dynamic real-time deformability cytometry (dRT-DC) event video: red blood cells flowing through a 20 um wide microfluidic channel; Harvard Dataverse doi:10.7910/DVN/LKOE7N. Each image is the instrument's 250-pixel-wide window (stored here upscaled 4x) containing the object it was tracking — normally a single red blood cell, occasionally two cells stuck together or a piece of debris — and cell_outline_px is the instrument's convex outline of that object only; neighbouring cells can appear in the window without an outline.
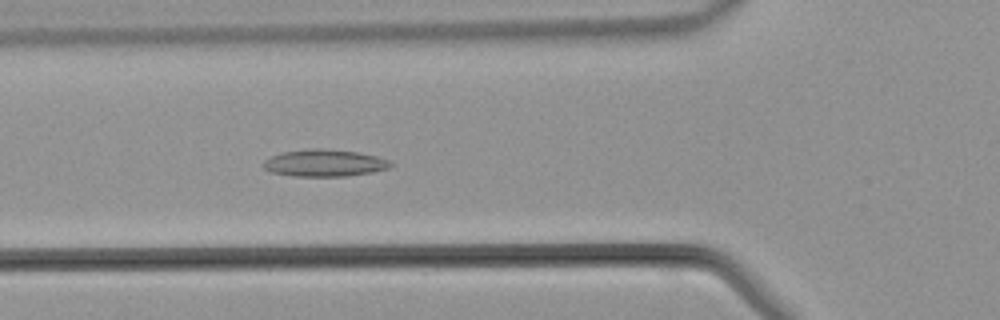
{"species": "common noctule bat (a hibernating species)", "species_latin": "Nyctalus noctula", "temperature_condition": "warm", "stored_images_in_passage": 44, "camera_frame_rate_fps": 3000, "um_per_image_px": 0.085, "animal": {"sex": "male", "body_mass_g": 21.5, "forearm_length_mm": 52.0}, "frame": {"image": 1, "passage_image": 15, "time_ms": 4.667, "image_size_px": [1000, 320], "cell_outline_px": [[392, 164], [388, 168], [372, 172], [348, 176], [292, 176], [272, 172], [264, 168], [264, 160], [280, 152], [308, 148], [324, 148], [356, 152], [376, 156], [388, 160]], "centroid_in_image_um": [27.55, 13.85], "position_along_channel_um": 98.2, "area_um2": 20.0}}
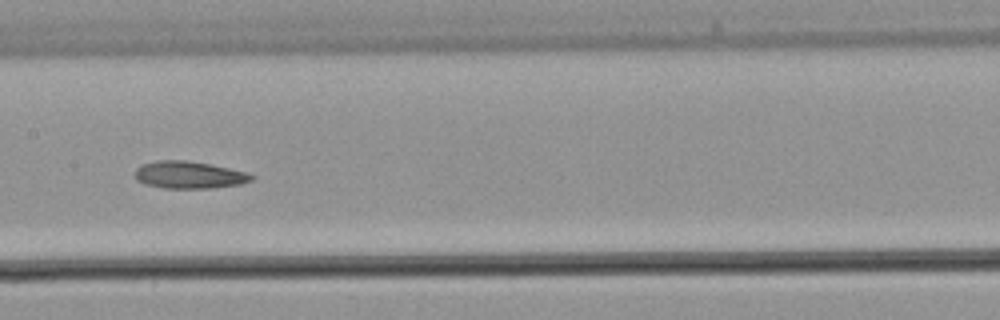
{"frame": {"image": 2, "passage_image": 21, "time_ms": 6.667, "image_size_px": [1000, 320], "cell_outline_px": [[256, 176], [252, 180], [240, 184], [212, 188], [164, 188], [144, 184], [136, 180], [136, 168], [140, 164], [156, 160], [184, 160], [208, 164], [228, 168], [244, 172]], "centroid_in_image_um": [16.03, 14.87], "position_along_channel_um": 191.4, "area_um2": 18.44}}
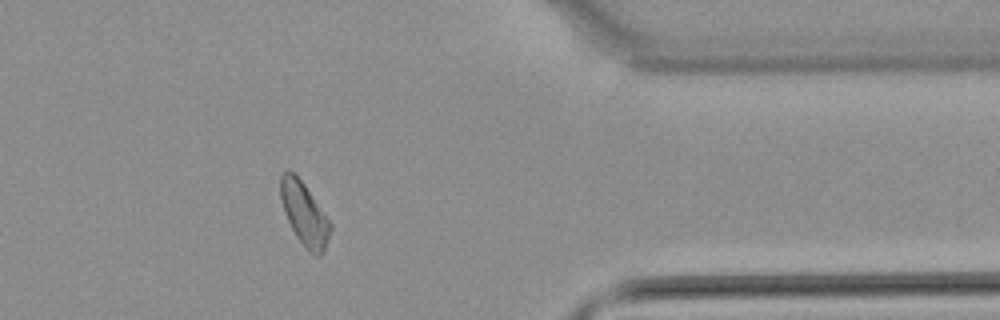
{"frame": {"image": 3, "passage_image": 35, "time_ms": 11.333, "image_size_px": [1000, 320], "cell_outline_px": [[332, 228], [324, 252], [320, 256], [316, 256], [308, 252], [304, 248], [296, 236], [284, 212], [280, 200], [280, 176], [288, 168], [304, 184], [332, 224]], "centroid_in_image_um": [25.87, 18.22], "position_along_channel_um": 385.5, "area_um2": 18.32}}